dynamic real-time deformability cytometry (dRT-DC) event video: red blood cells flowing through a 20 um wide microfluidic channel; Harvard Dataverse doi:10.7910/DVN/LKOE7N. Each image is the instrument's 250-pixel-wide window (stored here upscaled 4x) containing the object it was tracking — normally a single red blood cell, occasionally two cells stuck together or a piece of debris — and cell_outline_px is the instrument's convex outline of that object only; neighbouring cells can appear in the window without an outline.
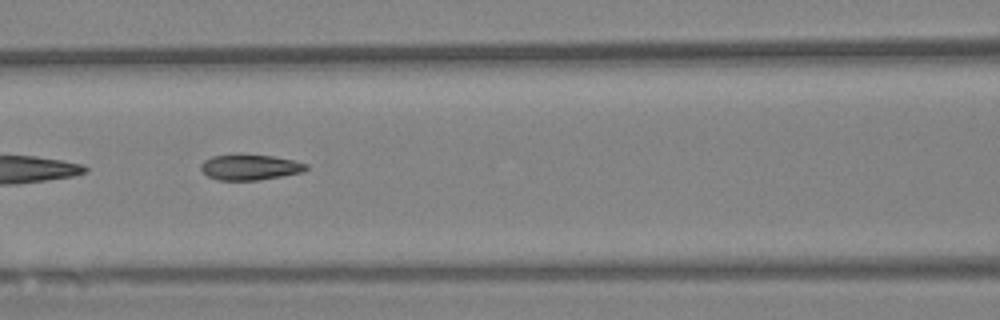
{"species": "Egyptian fruit bat (a non-hibernating species)", "species_latin": "Rousettus aegyptiacus", "temperature_condition": "warm", "stored_images_in_passage": 18, "camera_frame_rate_fps": 3000, "um_per_image_px": 0.085, "animal": {"sex": "female"}, "frame": {"image": 1, "passage_image": 8, "time_ms": 2.333, "image_size_px": [1000, 320], "cell_outline_px": [[308, 168], [304, 172], [260, 180], [216, 180], [208, 176], [200, 168], [200, 164], [204, 160], [212, 156], [272, 156], [292, 160], [308, 164]], "centroid_in_image_um": [21.26, 14.24], "position_along_channel_um": 145.3, "area_um2": 15.32}}